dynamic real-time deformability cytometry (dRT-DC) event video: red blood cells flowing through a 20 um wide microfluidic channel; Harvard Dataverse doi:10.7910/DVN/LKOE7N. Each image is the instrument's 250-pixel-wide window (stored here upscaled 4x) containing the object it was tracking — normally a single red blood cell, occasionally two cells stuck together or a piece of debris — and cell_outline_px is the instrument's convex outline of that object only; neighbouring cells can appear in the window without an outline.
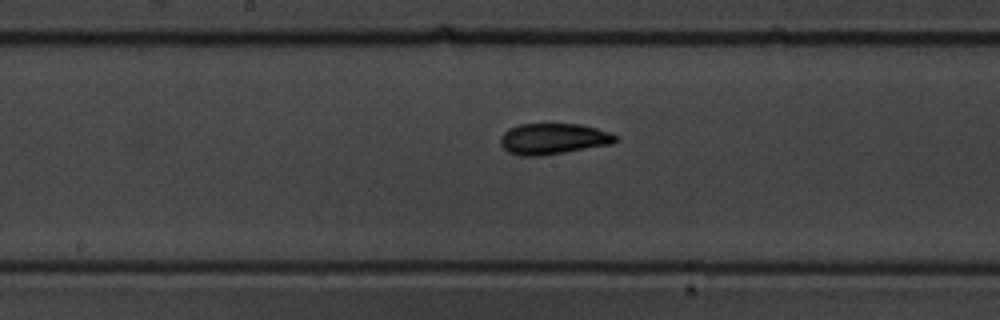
{"species": "common noctule bat (a hibernating species)", "species_latin": "Nyctalus noctula", "temperature_condition": "warm", "stored_images_in_passage": 10, "camera_frame_rate_fps": 3000, "um_per_image_px": 0.085, "animal": {"sex": "male", "body_mass_g": 19.5, "forearm_length_mm": 54.6}, "frame": {"image": 1, "passage_image": 10, "time_ms": 11.333, "image_size_px": [1000, 320], "cell_outline_px": [[616, 140], [612, 144], [540, 156], [520, 156], [508, 152], [500, 144], [500, 136], [508, 128], [520, 124], [580, 124], [596, 128], [608, 132], [616, 136]], "centroid_in_image_um": [46.97, 11.8], "position_along_channel_um": 201.2, "area_um2": 20.69}}